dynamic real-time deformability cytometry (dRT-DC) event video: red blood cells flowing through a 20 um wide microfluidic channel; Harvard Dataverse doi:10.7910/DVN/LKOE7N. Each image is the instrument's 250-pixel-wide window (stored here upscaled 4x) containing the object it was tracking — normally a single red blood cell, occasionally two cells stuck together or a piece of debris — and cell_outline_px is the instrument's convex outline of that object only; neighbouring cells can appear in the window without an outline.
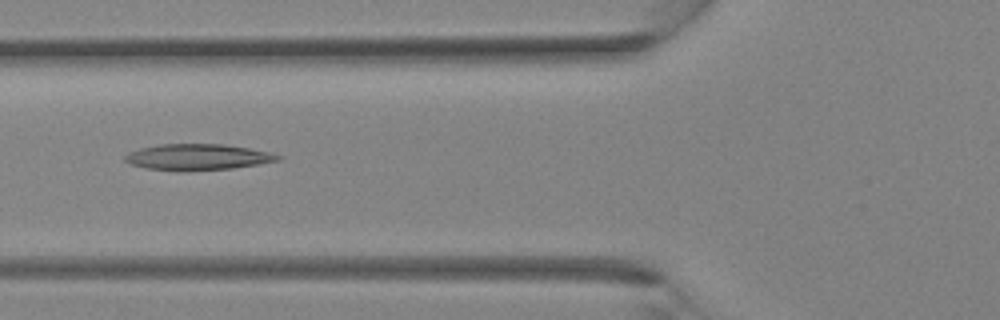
{"species": "Egyptian fruit bat (a non-hibernating species)", "species_latin": "Rousettus aegyptiacus", "temperature_condition": "room temperature", "stored_images_in_passage": 35, "camera_frame_rate_fps": 3000, "um_per_image_px": 0.085, "animal": {"sex": "female"}, "frame": {"image": 1, "passage_image": 13, "time_ms": 4.0, "image_size_px": [1000, 320], "cell_outline_px": [[284, 156], [280, 160], [232, 168], [180, 172], [144, 168], [132, 164], [124, 160], [124, 156], [128, 152], [140, 148], [160, 144], [224, 144], [248, 148], [268, 152]], "centroid_in_image_um": [16.76, 13.36], "position_along_channel_um": 109.0, "area_um2": 23.35}}
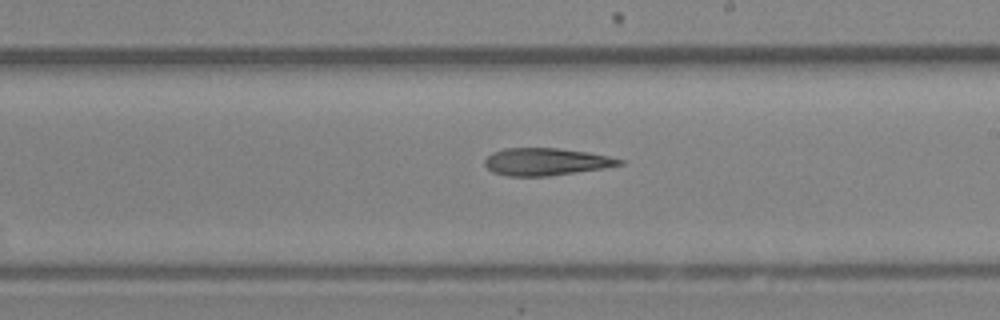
{"frame": {"image": 2, "passage_image": 20, "time_ms": 6.333, "image_size_px": [1000, 320], "cell_outline_px": [[624, 164], [604, 168], [548, 176], [508, 176], [492, 172], [484, 164], [484, 160], [492, 152], [504, 148], [560, 148], [588, 152], [608, 156], [624, 160]], "centroid_in_image_um": [46.4, 13.74], "position_along_channel_um": 242.6, "area_um2": 21.5}}
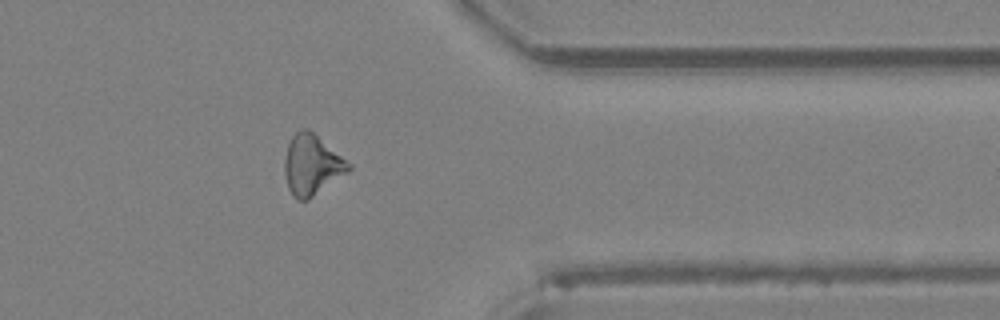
{"frame": {"image": 3, "passage_image": 28, "time_ms": 9.0, "image_size_px": [1000, 320], "cell_outline_px": [[352, 168], [348, 172], [308, 200], [296, 200], [292, 196], [288, 188], [284, 172], [284, 156], [288, 144], [292, 136], [300, 128], [308, 128], [352, 164]], "centroid_in_image_um": [26.49, 14.02], "position_along_channel_um": 384.9, "area_um2": 22.66}}